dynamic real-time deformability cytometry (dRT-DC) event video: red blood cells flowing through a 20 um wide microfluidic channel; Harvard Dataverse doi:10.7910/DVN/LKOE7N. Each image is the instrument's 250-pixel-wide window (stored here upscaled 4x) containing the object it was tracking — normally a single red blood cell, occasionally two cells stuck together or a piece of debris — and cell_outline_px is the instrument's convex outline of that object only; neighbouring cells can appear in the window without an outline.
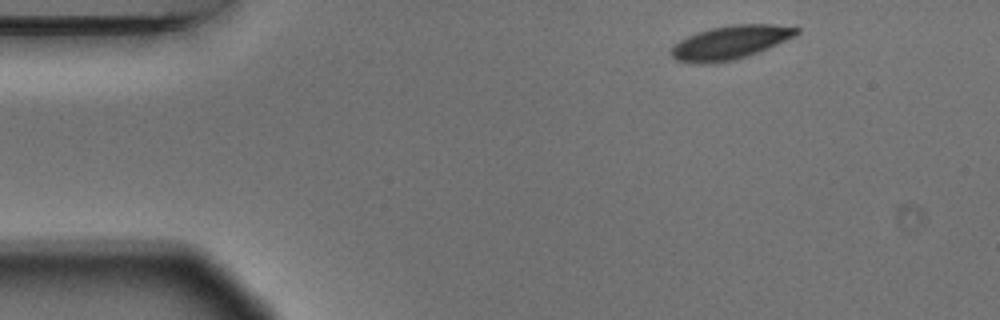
{"species": "Egyptian fruit bat (a non-hibernating species)", "species_latin": "Rousettus aegyptiacus", "temperature_condition": "warm", "stored_images_in_passage": 3, "camera_frame_rate_fps": 3000, "um_per_image_px": 0.085, "animal": {"sex": "male"}, "frame": {"image": 1, "passage_image": 1, "time_ms": 0.0, "image_size_px": [1000, 320], "cell_outline_px": [[800, 32], [796, 36], [768, 48], [748, 56], [732, 60], [704, 64], [676, 60], [672, 56], [672, 48], [680, 40], [688, 36], [712, 28], [732, 24], [772, 24], [800, 28]], "centroid_in_image_um": [62.13, 3.6], "position_along_channel_um": 22.9, "area_um2": 24.22}}
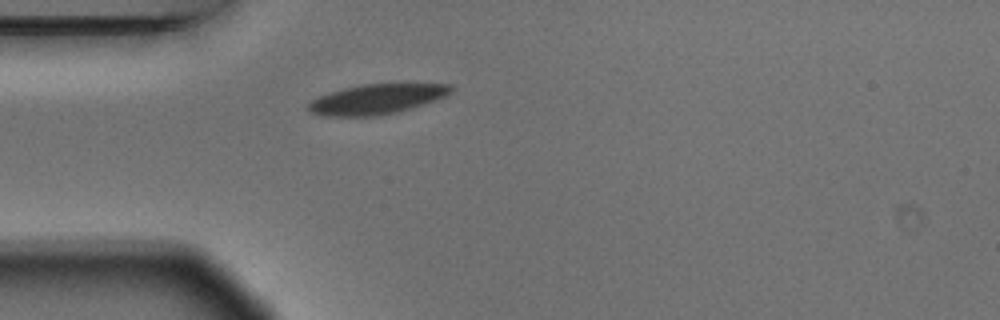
{"frame": {"image": 2, "passage_image": 3, "time_ms": 0.667, "image_size_px": [1000, 320], "cell_outline_px": [[452, 92], [444, 96], [424, 104], [412, 108], [396, 112], [376, 116], [320, 116], [308, 112], [304, 108], [304, 104], [328, 92], [344, 88], [364, 84], [452, 84]], "centroid_in_image_um": [31.92, 8.44], "position_along_channel_um": 53.1, "area_um2": 25.03}}